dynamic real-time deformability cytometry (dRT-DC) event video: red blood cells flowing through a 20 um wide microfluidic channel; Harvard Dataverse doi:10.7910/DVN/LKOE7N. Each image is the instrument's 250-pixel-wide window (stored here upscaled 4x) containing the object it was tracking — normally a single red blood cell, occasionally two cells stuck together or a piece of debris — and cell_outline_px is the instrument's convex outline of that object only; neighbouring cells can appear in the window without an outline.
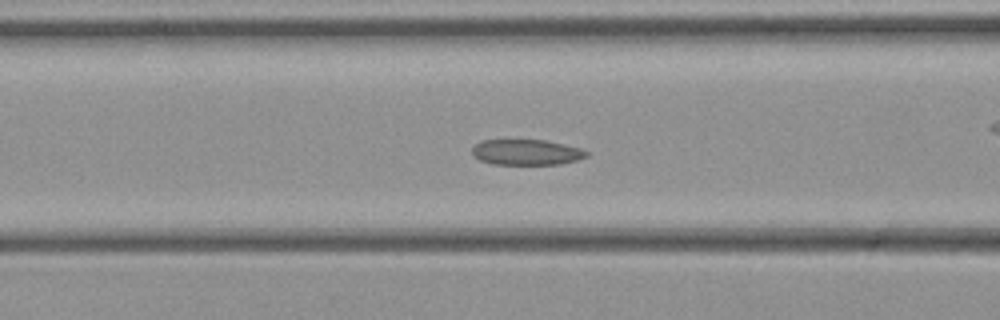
{"species": "common noctule bat (a hibernating species)", "species_latin": "Nyctalus noctula", "temperature_condition": "cold", "stored_images_in_passage": 44, "camera_frame_rate_fps": 3000, "um_per_image_px": 0.085, "animal": {"sex": "female", "body_mass_g": 21.9}, "frame": {"image": 1, "passage_image": 16, "time_ms": 5.0, "image_size_px": [1000, 320], "cell_outline_px": [[588, 156], [576, 160], [560, 164], [492, 164], [480, 160], [472, 156], [472, 148], [480, 140], [544, 140], [564, 144], [580, 148], [588, 152]], "centroid_in_image_um": [44.72, 12.94], "position_along_channel_um": 121.9, "area_um2": 17.05}}
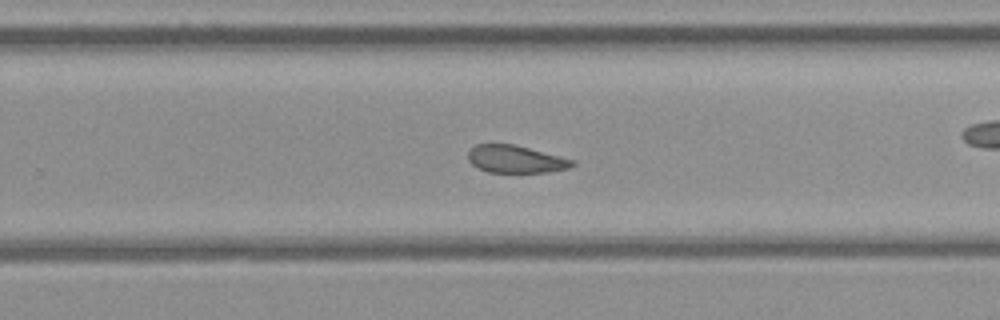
{"frame": {"image": 2, "passage_image": 27, "time_ms": 8.667, "image_size_px": [1000, 320], "cell_outline_px": [[576, 164], [568, 168], [548, 172], [488, 172], [472, 164], [468, 160], [468, 152], [476, 144], [512, 144], [576, 160]], "centroid_in_image_um": [43.84, 13.53], "position_along_channel_um": 286.0, "area_um2": 16.53}}
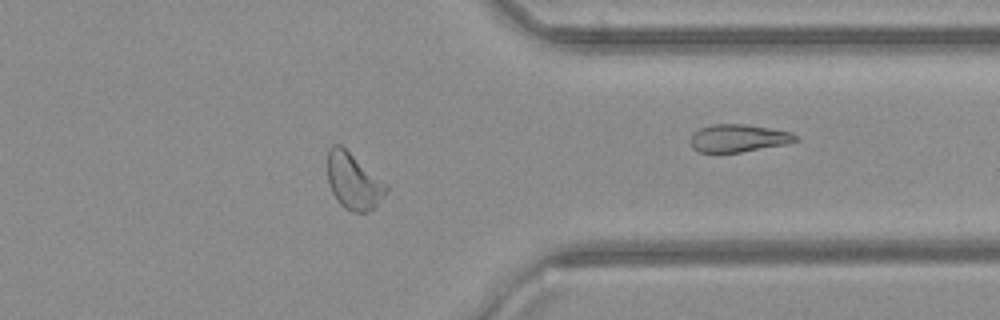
{"frame": {"image": 3, "passage_image": 34, "time_ms": 11.0, "image_size_px": [1000, 320], "cell_outline_px": [[388, 188], [376, 204], [368, 212], [352, 212], [344, 208], [340, 204], [332, 192], [328, 184], [328, 148], [332, 144], [340, 144], [388, 184]], "centroid_in_image_um": [30.02, 15.38], "position_along_channel_um": 381.4, "area_um2": 19.07}}